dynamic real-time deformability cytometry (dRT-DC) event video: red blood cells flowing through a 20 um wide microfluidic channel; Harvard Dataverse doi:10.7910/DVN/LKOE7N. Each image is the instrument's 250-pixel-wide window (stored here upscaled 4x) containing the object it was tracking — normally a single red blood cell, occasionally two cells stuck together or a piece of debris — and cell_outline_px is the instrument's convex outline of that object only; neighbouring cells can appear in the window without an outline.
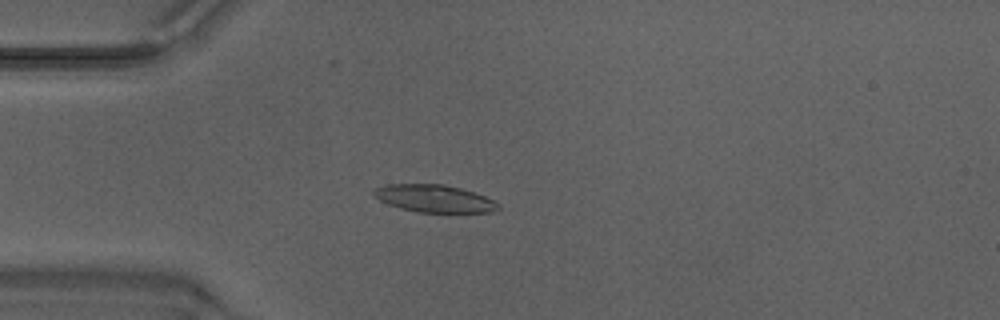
{"species": "Egyptian fruit bat (a non-hibernating species)", "species_latin": "Rousettus aegyptiacus", "temperature_condition": "warm", "stored_images_in_passage": 49, "camera_frame_rate_fps": 3000, "um_per_image_px": 0.085, "animal": {"sex": "male"}, "frame": {"image": 1, "passage_image": 14, "time_ms": 4.333, "image_size_px": [1000, 320], "cell_outline_px": [[500, 208], [492, 212], [420, 212], [388, 204], [372, 196], [372, 192], [376, 188], [388, 184], [444, 184], [460, 188], [484, 196], [500, 204]], "centroid_in_image_um": [36.91, 16.87], "position_along_channel_um": 48.1, "area_um2": 19.65}}
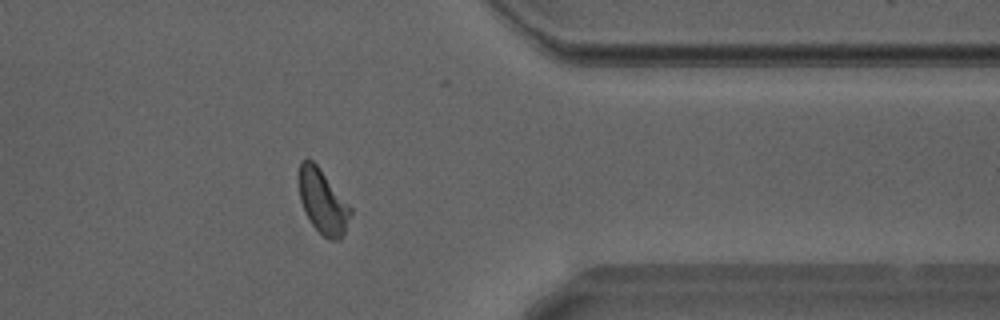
{"frame": {"image": 2, "passage_image": 40, "time_ms": 13.0, "image_size_px": [1000, 320], "cell_outline_px": [[352, 212], [344, 232], [340, 240], [328, 240], [312, 224], [300, 200], [300, 160], [312, 160], [316, 164], [352, 208]], "centroid_in_image_um": [27.46, 17.16], "position_along_channel_um": 383.9, "area_um2": 18.73}}
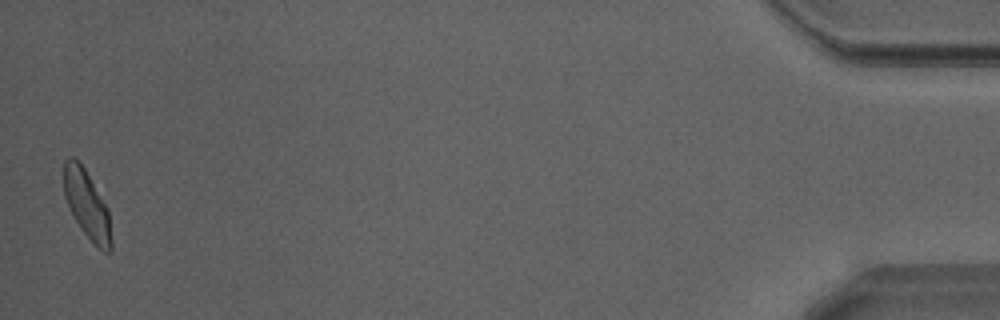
{"frame": {"image": 3, "passage_image": 49, "time_ms": 16.0, "image_size_px": [1000, 320], "cell_outline_px": [[112, 252], [104, 252], [80, 228], [64, 196], [64, 160], [68, 156], [72, 156], [84, 168], [108, 208], [112, 240]], "centroid_in_image_um": [7.4, 17.39], "position_along_channel_um": 427.8, "area_um2": 18.5}, "authors_computed_cell_mechanics": {"area_um2": 19.5942, "velocity_mm_per_s": 4.2044, "shape_relaxation_time_tau1_ms": 2.6525, "shape_relaxation_time_tau2_ms": 2.0682, "deformation_change_tau1": 0.0937, "deformation_change_tau2": 0.09}}